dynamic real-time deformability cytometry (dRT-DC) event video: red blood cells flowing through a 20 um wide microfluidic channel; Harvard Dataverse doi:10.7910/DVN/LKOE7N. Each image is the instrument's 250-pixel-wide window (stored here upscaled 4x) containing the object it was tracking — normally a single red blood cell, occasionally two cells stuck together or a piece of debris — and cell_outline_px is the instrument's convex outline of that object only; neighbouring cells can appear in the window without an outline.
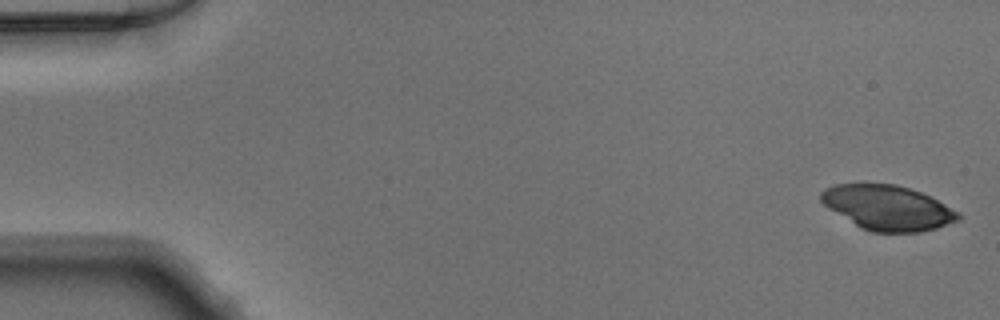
{"species": "Egyptian fruit bat (a non-hibernating species)", "species_latin": "Rousettus aegyptiacus", "temperature_condition": "warm", "stored_images_in_passage": 49, "camera_frame_rate_fps": 3000, "um_per_image_px": 0.085, "animal": {"sex": "male"}, "frame": {"image": 1, "passage_image": 1, "time_ms": 0.0, "image_size_px": [1000, 320], "cell_outline_px": [[960, 220], [936, 228], [920, 232], [872, 232], [860, 228], [828, 208], [820, 200], [820, 192], [824, 188], [836, 184], [860, 180], [896, 184], [932, 196], [960, 212]], "centroid_in_image_um": [75.42, 17.61], "position_along_channel_um": 9.6, "area_um2": 36.82}}
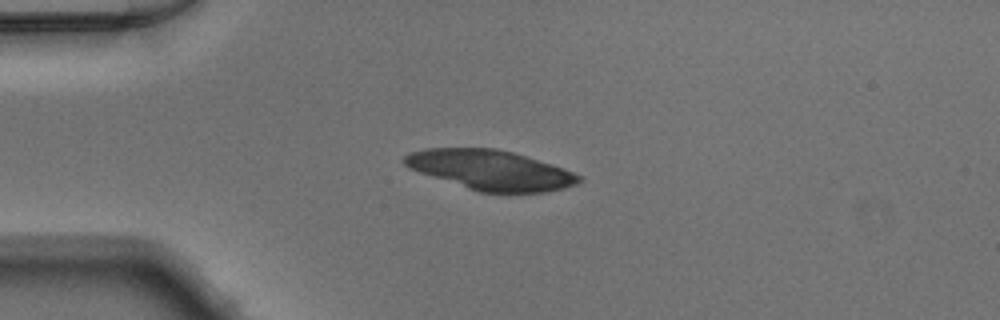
{"frame": {"image": 2, "passage_image": 12, "time_ms": 3.667, "image_size_px": [1000, 320], "cell_outline_px": [[584, 180], [576, 184], [564, 188], [544, 192], [480, 192], [408, 168], [400, 160], [408, 152], [424, 148], [496, 148], [512, 152], [552, 164], [564, 168], [584, 176]], "centroid_in_image_um": [41.71, 14.44], "position_along_channel_um": 43.3, "area_um2": 40.4}}